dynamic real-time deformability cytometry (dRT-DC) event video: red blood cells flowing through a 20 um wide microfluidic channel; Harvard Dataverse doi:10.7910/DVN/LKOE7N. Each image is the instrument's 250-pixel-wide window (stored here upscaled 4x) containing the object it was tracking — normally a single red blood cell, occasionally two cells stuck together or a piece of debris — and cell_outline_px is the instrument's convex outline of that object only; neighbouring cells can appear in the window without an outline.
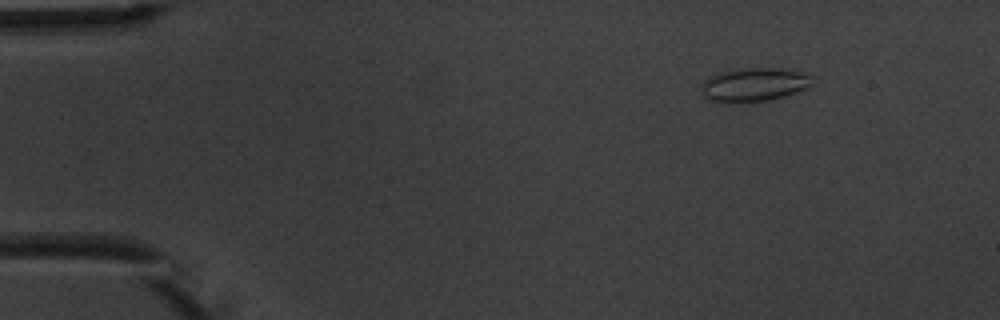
{"species": "common noctule bat (a hibernating species)", "species_latin": "Nyctalus noctula", "temperature_condition": "warm", "stored_images_in_passage": 9, "camera_frame_rate_fps": 3000, "um_per_image_px": 0.085, "animal": {"sex": "male", "body_mass_g": 20.1, "forearm_length_mm": 53.5}, "frame": {"image": 1, "passage_image": 2, "time_ms": 1.0, "image_size_px": [1000, 320], "cell_outline_px": [[812, 84], [808, 88], [784, 96], [764, 100], [724, 104], [712, 100], [704, 96], [704, 80], [720, 72], [748, 68], [776, 68], [800, 72], [812, 76]], "centroid_in_image_um": [64.13, 7.2], "position_along_channel_um": 20.9, "area_um2": 21.33}}
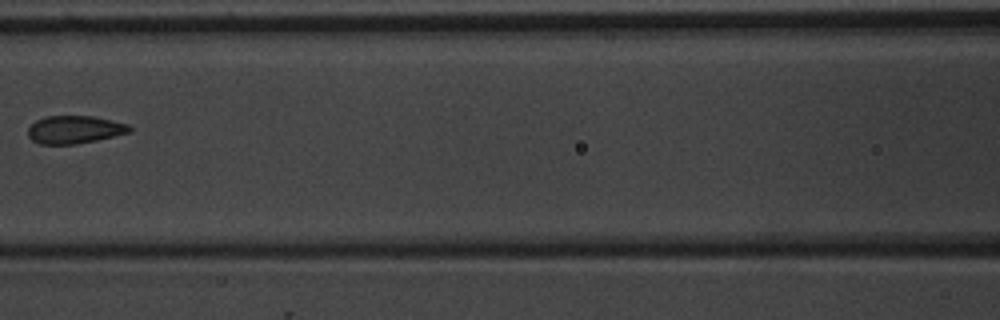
{"frame": {"image": 2, "passage_image": 7, "time_ms": 7.0, "image_size_px": [1000, 320], "cell_outline_px": [[132, 132], [96, 140], [76, 144], [40, 144], [32, 140], [28, 136], [28, 128], [36, 120], [44, 116], [92, 116], [112, 120], [128, 124], [132, 128]], "centroid_in_image_um": [6.34, 11.01], "position_along_channel_um": 160.3, "area_um2": 16.53}}
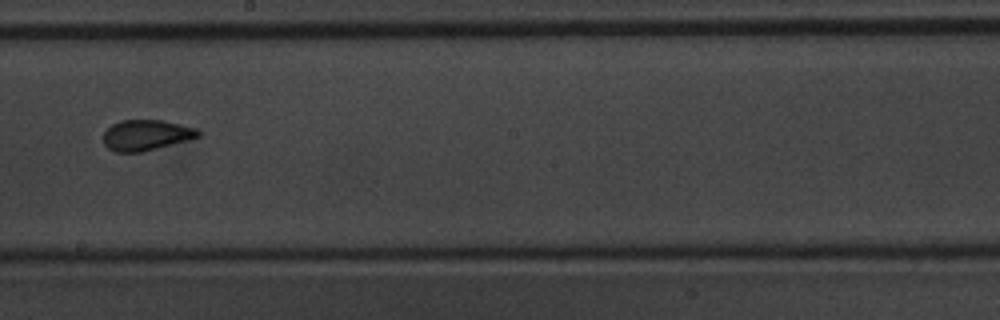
{"frame": {"image": 3, "passage_image": 9, "time_ms": 9.0, "image_size_px": [1000, 320], "cell_outline_px": [[200, 136], [156, 148], [140, 152], [116, 152], [108, 148], [104, 144], [104, 132], [112, 124], [120, 120], [160, 120], [180, 124], [196, 128], [200, 132]], "centroid_in_image_um": [12.39, 11.47], "position_along_channel_um": 235.8, "area_um2": 16.65}}